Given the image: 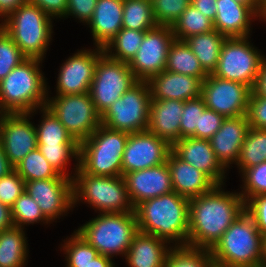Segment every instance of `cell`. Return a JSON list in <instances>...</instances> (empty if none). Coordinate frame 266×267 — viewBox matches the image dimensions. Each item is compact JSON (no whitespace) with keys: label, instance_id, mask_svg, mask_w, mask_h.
I'll list each match as a JSON object with an SVG mask.
<instances>
[{"label":"cell","instance_id":"680465c9","mask_svg":"<svg viewBox=\"0 0 266 267\" xmlns=\"http://www.w3.org/2000/svg\"><path fill=\"white\" fill-rule=\"evenodd\" d=\"M234 1L250 7L259 16L260 0H234Z\"/></svg>","mask_w":266,"mask_h":267},{"label":"cell","instance_id":"bcb514c9","mask_svg":"<svg viewBox=\"0 0 266 267\" xmlns=\"http://www.w3.org/2000/svg\"><path fill=\"white\" fill-rule=\"evenodd\" d=\"M224 119L223 115L205 108L200 115L199 128H196V139L210 140L220 129Z\"/></svg>","mask_w":266,"mask_h":267},{"label":"cell","instance_id":"9f6ffc18","mask_svg":"<svg viewBox=\"0 0 266 267\" xmlns=\"http://www.w3.org/2000/svg\"><path fill=\"white\" fill-rule=\"evenodd\" d=\"M14 170V167L9 162V159L6 157V153L4 152V148L0 143V178L6 176L11 171Z\"/></svg>","mask_w":266,"mask_h":267},{"label":"cell","instance_id":"f1b7e54d","mask_svg":"<svg viewBox=\"0 0 266 267\" xmlns=\"http://www.w3.org/2000/svg\"><path fill=\"white\" fill-rule=\"evenodd\" d=\"M226 36L216 30L196 34L184 41L190 47L207 74H212L218 64L221 47Z\"/></svg>","mask_w":266,"mask_h":267},{"label":"cell","instance_id":"5b68a950","mask_svg":"<svg viewBox=\"0 0 266 267\" xmlns=\"http://www.w3.org/2000/svg\"><path fill=\"white\" fill-rule=\"evenodd\" d=\"M53 23L39 7L26 2L2 21L1 27L26 58L44 61L53 40Z\"/></svg>","mask_w":266,"mask_h":267},{"label":"cell","instance_id":"7bdbcfd3","mask_svg":"<svg viewBox=\"0 0 266 267\" xmlns=\"http://www.w3.org/2000/svg\"><path fill=\"white\" fill-rule=\"evenodd\" d=\"M191 4V0H152L157 25L172 26Z\"/></svg>","mask_w":266,"mask_h":267},{"label":"cell","instance_id":"7402d4cb","mask_svg":"<svg viewBox=\"0 0 266 267\" xmlns=\"http://www.w3.org/2000/svg\"><path fill=\"white\" fill-rule=\"evenodd\" d=\"M152 100L187 101L201 96L199 78L170 71H162L148 81Z\"/></svg>","mask_w":266,"mask_h":267},{"label":"cell","instance_id":"d4e9b609","mask_svg":"<svg viewBox=\"0 0 266 267\" xmlns=\"http://www.w3.org/2000/svg\"><path fill=\"white\" fill-rule=\"evenodd\" d=\"M123 3L124 0H97L93 16L86 25L96 47L104 48L123 28Z\"/></svg>","mask_w":266,"mask_h":267},{"label":"cell","instance_id":"603a6c76","mask_svg":"<svg viewBox=\"0 0 266 267\" xmlns=\"http://www.w3.org/2000/svg\"><path fill=\"white\" fill-rule=\"evenodd\" d=\"M216 6L214 30L227 38L252 35V23L258 21L259 16L250 7L234 0H217Z\"/></svg>","mask_w":266,"mask_h":267},{"label":"cell","instance_id":"8d00e7d4","mask_svg":"<svg viewBox=\"0 0 266 267\" xmlns=\"http://www.w3.org/2000/svg\"><path fill=\"white\" fill-rule=\"evenodd\" d=\"M37 147L59 174L73 179L75 172L79 168L80 145L37 144ZM72 160H75L73 164L75 168H72L70 173L67 167L68 164L70 166L69 161L71 162Z\"/></svg>","mask_w":266,"mask_h":267},{"label":"cell","instance_id":"836d02e7","mask_svg":"<svg viewBox=\"0 0 266 267\" xmlns=\"http://www.w3.org/2000/svg\"><path fill=\"white\" fill-rule=\"evenodd\" d=\"M164 267H215L210 249L191 246H172Z\"/></svg>","mask_w":266,"mask_h":267},{"label":"cell","instance_id":"1f68e13d","mask_svg":"<svg viewBox=\"0 0 266 267\" xmlns=\"http://www.w3.org/2000/svg\"><path fill=\"white\" fill-rule=\"evenodd\" d=\"M262 162H266V129L249 127L236 163L238 174Z\"/></svg>","mask_w":266,"mask_h":267},{"label":"cell","instance_id":"816d5d0a","mask_svg":"<svg viewBox=\"0 0 266 267\" xmlns=\"http://www.w3.org/2000/svg\"><path fill=\"white\" fill-rule=\"evenodd\" d=\"M217 0H191V4L213 22L216 18Z\"/></svg>","mask_w":266,"mask_h":267},{"label":"cell","instance_id":"7dc6e473","mask_svg":"<svg viewBox=\"0 0 266 267\" xmlns=\"http://www.w3.org/2000/svg\"><path fill=\"white\" fill-rule=\"evenodd\" d=\"M246 115L249 127L266 129V98L258 97L252 91Z\"/></svg>","mask_w":266,"mask_h":267},{"label":"cell","instance_id":"6f0895ef","mask_svg":"<svg viewBox=\"0 0 266 267\" xmlns=\"http://www.w3.org/2000/svg\"><path fill=\"white\" fill-rule=\"evenodd\" d=\"M114 259L98 255L96 258H93L92 262L87 267H116V264L113 261Z\"/></svg>","mask_w":266,"mask_h":267},{"label":"cell","instance_id":"ee69618b","mask_svg":"<svg viewBox=\"0 0 266 267\" xmlns=\"http://www.w3.org/2000/svg\"><path fill=\"white\" fill-rule=\"evenodd\" d=\"M206 106L203 98L187 100L184 102L180 121V139L186 137L196 138V128H199L200 115Z\"/></svg>","mask_w":266,"mask_h":267},{"label":"cell","instance_id":"83f0119b","mask_svg":"<svg viewBox=\"0 0 266 267\" xmlns=\"http://www.w3.org/2000/svg\"><path fill=\"white\" fill-rule=\"evenodd\" d=\"M24 228L12 227L0 231V267H25L28 264L29 248Z\"/></svg>","mask_w":266,"mask_h":267},{"label":"cell","instance_id":"484cf974","mask_svg":"<svg viewBox=\"0 0 266 267\" xmlns=\"http://www.w3.org/2000/svg\"><path fill=\"white\" fill-rule=\"evenodd\" d=\"M184 101L151 100L148 130L173 145L180 139Z\"/></svg>","mask_w":266,"mask_h":267},{"label":"cell","instance_id":"b9f144b4","mask_svg":"<svg viewBox=\"0 0 266 267\" xmlns=\"http://www.w3.org/2000/svg\"><path fill=\"white\" fill-rule=\"evenodd\" d=\"M27 58L11 37L0 29V81Z\"/></svg>","mask_w":266,"mask_h":267},{"label":"cell","instance_id":"db71d44e","mask_svg":"<svg viewBox=\"0 0 266 267\" xmlns=\"http://www.w3.org/2000/svg\"><path fill=\"white\" fill-rule=\"evenodd\" d=\"M28 2V0H0V22L4 21L18 7Z\"/></svg>","mask_w":266,"mask_h":267},{"label":"cell","instance_id":"9a60e30c","mask_svg":"<svg viewBox=\"0 0 266 267\" xmlns=\"http://www.w3.org/2000/svg\"><path fill=\"white\" fill-rule=\"evenodd\" d=\"M92 48L77 49L76 53L66 58L59 66L54 96L76 95L90 91L97 61L104 53L103 48Z\"/></svg>","mask_w":266,"mask_h":267},{"label":"cell","instance_id":"d6a6232c","mask_svg":"<svg viewBox=\"0 0 266 267\" xmlns=\"http://www.w3.org/2000/svg\"><path fill=\"white\" fill-rule=\"evenodd\" d=\"M145 33L146 31L122 28L103 51L112 59L129 63L136 55Z\"/></svg>","mask_w":266,"mask_h":267},{"label":"cell","instance_id":"681fc988","mask_svg":"<svg viewBox=\"0 0 266 267\" xmlns=\"http://www.w3.org/2000/svg\"><path fill=\"white\" fill-rule=\"evenodd\" d=\"M245 210L254 219L260 233L266 235V194L252 197L245 204Z\"/></svg>","mask_w":266,"mask_h":267},{"label":"cell","instance_id":"f907efd6","mask_svg":"<svg viewBox=\"0 0 266 267\" xmlns=\"http://www.w3.org/2000/svg\"><path fill=\"white\" fill-rule=\"evenodd\" d=\"M39 7L53 20L63 19L67 10V0H28Z\"/></svg>","mask_w":266,"mask_h":267},{"label":"cell","instance_id":"f35d334b","mask_svg":"<svg viewBox=\"0 0 266 267\" xmlns=\"http://www.w3.org/2000/svg\"><path fill=\"white\" fill-rule=\"evenodd\" d=\"M14 170L26 181L61 178L56 169L45 159L38 147L28 153Z\"/></svg>","mask_w":266,"mask_h":267},{"label":"cell","instance_id":"44dd1931","mask_svg":"<svg viewBox=\"0 0 266 267\" xmlns=\"http://www.w3.org/2000/svg\"><path fill=\"white\" fill-rule=\"evenodd\" d=\"M248 129L247 115L227 117L210 139L215 156L228 171L238 162Z\"/></svg>","mask_w":266,"mask_h":267},{"label":"cell","instance_id":"8fae6325","mask_svg":"<svg viewBox=\"0 0 266 267\" xmlns=\"http://www.w3.org/2000/svg\"><path fill=\"white\" fill-rule=\"evenodd\" d=\"M151 100L148 81H138L101 115V124L129 134L148 130Z\"/></svg>","mask_w":266,"mask_h":267},{"label":"cell","instance_id":"c3c4849f","mask_svg":"<svg viewBox=\"0 0 266 267\" xmlns=\"http://www.w3.org/2000/svg\"><path fill=\"white\" fill-rule=\"evenodd\" d=\"M97 0H67V10L65 18H75L83 25H87L93 16Z\"/></svg>","mask_w":266,"mask_h":267},{"label":"cell","instance_id":"52a82bcc","mask_svg":"<svg viewBox=\"0 0 266 267\" xmlns=\"http://www.w3.org/2000/svg\"><path fill=\"white\" fill-rule=\"evenodd\" d=\"M75 231L100 255L123 259L138 232L137 218L135 212L99 213Z\"/></svg>","mask_w":266,"mask_h":267},{"label":"cell","instance_id":"9c48e42d","mask_svg":"<svg viewBox=\"0 0 266 267\" xmlns=\"http://www.w3.org/2000/svg\"><path fill=\"white\" fill-rule=\"evenodd\" d=\"M249 37H232L224 41L214 76L242 83L251 90L260 72L264 52L253 46Z\"/></svg>","mask_w":266,"mask_h":267},{"label":"cell","instance_id":"ac0fdd59","mask_svg":"<svg viewBox=\"0 0 266 267\" xmlns=\"http://www.w3.org/2000/svg\"><path fill=\"white\" fill-rule=\"evenodd\" d=\"M172 145L149 130L130 133L122 157V176L165 163Z\"/></svg>","mask_w":266,"mask_h":267},{"label":"cell","instance_id":"5bb4252c","mask_svg":"<svg viewBox=\"0 0 266 267\" xmlns=\"http://www.w3.org/2000/svg\"><path fill=\"white\" fill-rule=\"evenodd\" d=\"M251 92L247 85L222 79L213 74H208L201 85V97L206 108L214 110L225 118L246 115Z\"/></svg>","mask_w":266,"mask_h":267},{"label":"cell","instance_id":"2e32d148","mask_svg":"<svg viewBox=\"0 0 266 267\" xmlns=\"http://www.w3.org/2000/svg\"><path fill=\"white\" fill-rule=\"evenodd\" d=\"M25 191L36 201L45 218L53 224L73 212V181L61 178L25 182Z\"/></svg>","mask_w":266,"mask_h":267},{"label":"cell","instance_id":"e575fe53","mask_svg":"<svg viewBox=\"0 0 266 267\" xmlns=\"http://www.w3.org/2000/svg\"><path fill=\"white\" fill-rule=\"evenodd\" d=\"M122 25L126 29L148 31L157 26L152 0H124Z\"/></svg>","mask_w":266,"mask_h":267},{"label":"cell","instance_id":"3957f363","mask_svg":"<svg viewBox=\"0 0 266 267\" xmlns=\"http://www.w3.org/2000/svg\"><path fill=\"white\" fill-rule=\"evenodd\" d=\"M42 63L27 58L0 81V114L31 113L46 106L48 79Z\"/></svg>","mask_w":266,"mask_h":267},{"label":"cell","instance_id":"d6986e66","mask_svg":"<svg viewBox=\"0 0 266 267\" xmlns=\"http://www.w3.org/2000/svg\"><path fill=\"white\" fill-rule=\"evenodd\" d=\"M172 151L183 161L204 172L216 185L226 184L228 170L217 159L210 140L186 137L172 145Z\"/></svg>","mask_w":266,"mask_h":267},{"label":"cell","instance_id":"ffe728a7","mask_svg":"<svg viewBox=\"0 0 266 267\" xmlns=\"http://www.w3.org/2000/svg\"><path fill=\"white\" fill-rule=\"evenodd\" d=\"M126 188L134 208L141 202L173 191L167 164L126 173Z\"/></svg>","mask_w":266,"mask_h":267},{"label":"cell","instance_id":"ba28073f","mask_svg":"<svg viewBox=\"0 0 266 267\" xmlns=\"http://www.w3.org/2000/svg\"><path fill=\"white\" fill-rule=\"evenodd\" d=\"M129 133L101 124L80 143L79 168L97 176H122V157Z\"/></svg>","mask_w":266,"mask_h":267},{"label":"cell","instance_id":"4316f807","mask_svg":"<svg viewBox=\"0 0 266 267\" xmlns=\"http://www.w3.org/2000/svg\"><path fill=\"white\" fill-rule=\"evenodd\" d=\"M171 247L164 239L138 231L126 252L125 263L128 267H164Z\"/></svg>","mask_w":266,"mask_h":267},{"label":"cell","instance_id":"f546056e","mask_svg":"<svg viewBox=\"0 0 266 267\" xmlns=\"http://www.w3.org/2000/svg\"><path fill=\"white\" fill-rule=\"evenodd\" d=\"M165 70L193 76L201 81L208 76L186 42L176 39L169 48Z\"/></svg>","mask_w":266,"mask_h":267},{"label":"cell","instance_id":"74e56055","mask_svg":"<svg viewBox=\"0 0 266 267\" xmlns=\"http://www.w3.org/2000/svg\"><path fill=\"white\" fill-rule=\"evenodd\" d=\"M65 239L60 245V251L65 254V267H87L93 258L99 255V252L75 230Z\"/></svg>","mask_w":266,"mask_h":267},{"label":"cell","instance_id":"8992f818","mask_svg":"<svg viewBox=\"0 0 266 267\" xmlns=\"http://www.w3.org/2000/svg\"><path fill=\"white\" fill-rule=\"evenodd\" d=\"M73 206L80 202L97 213L135 212L123 176H97L80 168L74 174Z\"/></svg>","mask_w":266,"mask_h":267},{"label":"cell","instance_id":"7a4b0ae2","mask_svg":"<svg viewBox=\"0 0 266 267\" xmlns=\"http://www.w3.org/2000/svg\"><path fill=\"white\" fill-rule=\"evenodd\" d=\"M135 214L138 231L164 239L172 246L187 245L188 198L172 191L141 202L135 207Z\"/></svg>","mask_w":266,"mask_h":267},{"label":"cell","instance_id":"d590c367","mask_svg":"<svg viewBox=\"0 0 266 267\" xmlns=\"http://www.w3.org/2000/svg\"><path fill=\"white\" fill-rule=\"evenodd\" d=\"M176 40L184 41L196 34L214 30L213 21L190 4L171 26Z\"/></svg>","mask_w":266,"mask_h":267},{"label":"cell","instance_id":"94428289","mask_svg":"<svg viewBox=\"0 0 266 267\" xmlns=\"http://www.w3.org/2000/svg\"><path fill=\"white\" fill-rule=\"evenodd\" d=\"M262 265H266V235L263 236Z\"/></svg>","mask_w":266,"mask_h":267},{"label":"cell","instance_id":"277c9868","mask_svg":"<svg viewBox=\"0 0 266 267\" xmlns=\"http://www.w3.org/2000/svg\"><path fill=\"white\" fill-rule=\"evenodd\" d=\"M263 235L245 210L211 249L215 267L262 265Z\"/></svg>","mask_w":266,"mask_h":267},{"label":"cell","instance_id":"f5cc1de1","mask_svg":"<svg viewBox=\"0 0 266 267\" xmlns=\"http://www.w3.org/2000/svg\"><path fill=\"white\" fill-rule=\"evenodd\" d=\"M252 91L258 97L266 98V56L261 62L260 72Z\"/></svg>","mask_w":266,"mask_h":267},{"label":"cell","instance_id":"4dcf8cb0","mask_svg":"<svg viewBox=\"0 0 266 267\" xmlns=\"http://www.w3.org/2000/svg\"><path fill=\"white\" fill-rule=\"evenodd\" d=\"M38 112L42 115L39 124H35L37 144L80 145L68 133L58 118L46 107L34 110V115Z\"/></svg>","mask_w":266,"mask_h":267},{"label":"cell","instance_id":"f6af8a7d","mask_svg":"<svg viewBox=\"0 0 266 267\" xmlns=\"http://www.w3.org/2000/svg\"><path fill=\"white\" fill-rule=\"evenodd\" d=\"M25 192V181L15 171L0 178V201L11 207L16 199Z\"/></svg>","mask_w":266,"mask_h":267},{"label":"cell","instance_id":"ab89813d","mask_svg":"<svg viewBox=\"0 0 266 267\" xmlns=\"http://www.w3.org/2000/svg\"><path fill=\"white\" fill-rule=\"evenodd\" d=\"M12 220L15 227L24 228L30 224L42 223L50 226L36 201L25 191L11 206Z\"/></svg>","mask_w":266,"mask_h":267},{"label":"cell","instance_id":"7c38bea8","mask_svg":"<svg viewBox=\"0 0 266 267\" xmlns=\"http://www.w3.org/2000/svg\"><path fill=\"white\" fill-rule=\"evenodd\" d=\"M137 82L128 63L112 59L103 53L97 61L89 91L97 112L102 115Z\"/></svg>","mask_w":266,"mask_h":267},{"label":"cell","instance_id":"30bf717a","mask_svg":"<svg viewBox=\"0 0 266 267\" xmlns=\"http://www.w3.org/2000/svg\"><path fill=\"white\" fill-rule=\"evenodd\" d=\"M48 85L46 108L63 124L68 133L79 144L92 135L101 125V115L97 112L90 93L52 96Z\"/></svg>","mask_w":266,"mask_h":267},{"label":"cell","instance_id":"11a10c76","mask_svg":"<svg viewBox=\"0 0 266 267\" xmlns=\"http://www.w3.org/2000/svg\"><path fill=\"white\" fill-rule=\"evenodd\" d=\"M14 227L11 207L0 201V231H5Z\"/></svg>","mask_w":266,"mask_h":267},{"label":"cell","instance_id":"6da1fadb","mask_svg":"<svg viewBox=\"0 0 266 267\" xmlns=\"http://www.w3.org/2000/svg\"><path fill=\"white\" fill-rule=\"evenodd\" d=\"M216 185L210 192L189 200L187 246L212 249L229 226L245 211L239 191Z\"/></svg>","mask_w":266,"mask_h":267},{"label":"cell","instance_id":"4fadbf2b","mask_svg":"<svg viewBox=\"0 0 266 267\" xmlns=\"http://www.w3.org/2000/svg\"><path fill=\"white\" fill-rule=\"evenodd\" d=\"M174 40L171 26L157 25L146 31L136 55L128 63L138 81H149L166 69L169 48Z\"/></svg>","mask_w":266,"mask_h":267},{"label":"cell","instance_id":"60d3db41","mask_svg":"<svg viewBox=\"0 0 266 267\" xmlns=\"http://www.w3.org/2000/svg\"><path fill=\"white\" fill-rule=\"evenodd\" d=\"M242 185H240L245 204L257 195L266 194V162L247 168L241 175Z\"/></svg>","mask_w":266,"mask_h":267},{"label":"cell","instance_id":"91938a15","mask_svg":"<svg viewBox=\"0 0 266 267\" xmlns=\"http://www.w3.org/2000/svg\"><path fill=\"white\" fill-rule=\"evenodd\" d=\"M259 21L266 23V0H260Z\"/></svg>","mask_w":266,"mask_h":267},{"label":"cell","instance_id":"e0dca14e","mask_svg":"<svg viewBox=\"0 0 266 267\" xmlns=\"http://www.w3.org/2000/svg\"><path fill=\"white\" fill-rule=\"evenodd\" d=\"M31 113L0 114V143L13 167L37 148L35 123Z\"/></svg>","mask_w":266,"mask_h":267},{"label":"cell","instance_id":"cb8c5ba5","mask_svg":"<svg viewBox=\"0 0 266 267\" xmlns=\"http://www.w3.org/2000/svg\"><path fill=\"white\" fill-rule=\"evenodd\" d=\"M173 191L189 200L210 192L216 184L202 171L183 161L173 151L167 158Z\"/></svg>","mask_w":266,"mask_h":267}]
</instances>
